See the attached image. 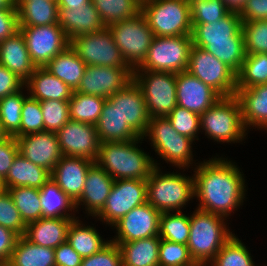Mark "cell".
Masks as SVG:
<instances>
[{
	"instance_id": "e7e4bbea",
	"label": "cell",
	"mask_w": 267,
	"mask_h": 266,
	"mask_svg": "<svg viewBox=\"0 0 267 266\" xmlns=\"http://www.w3.org/2000/svg\"><path fill=\"white\" fill-rule=\"evenodd\" d=\"M7 137V134L3 131L1 123H0V141Z\"/></svg>"
},
{
	"instance_id": "be15d7a7",
	"label": "cell",
	"mask_w": 267,
	"mask_h": 266,
	"mask_svg": "<svg viewBox=\"0 0 267 266\" xmlns=\"http://www.w3.org/2000/svg\"><path fill=\"white\" fill-rule=\"evenodd\" d=\"M15 8L18 9L22 4L26 3L27 1H32V0H13Z\"/></svg>"
},
{
	"instance_id": "d6a6232c",
	"label": "cell",
	"mask_w": 267,
	"mask_h": 266,
	"mask_svg": "<svg viewBox=\"0 0 267 266\" xmlns=\"http://www.w3.org/2000/svg\"><path fill=\"white\" fill-rule=\"evenodd\" d=\"M39 190L42 218H78L72 215V211H78L75 203L51 177ZM70 211V214L67 213Z\"/></svg>"
},
{
	"instance_id": "30bf717a",
	"label": "cell",
	"mask_w": 267,
	"mask_h": 266,
	"mask_svg": "<svg viewBox=\"0 0 267 266\" xmlns=\"http://www.w3.org/2000/svg\"><path fill=\"white\" fill-rule=\"evenodd\" d=\"M133 80L142 90L151 118L167 117L177 106L176 73L133 70Z\"/></svg>"
},
{
	"instance_id": "6125c7cd",
	"label": "cell",
	"mask_w": 267,
	"mask_h": 266,
	"mask_svg": "<svg viewBox=\"0 0 267 266\" xmlns=\"http://www.w3.org/2000/svg\"><path fill=\"white\" fill-rule=\"evenodd\" d=\"M0 10H17L13 0H0Z\"/></svg>"
},
{
	"instance_id": "83f0119b",
	"label": "cell",
	"mask_w": 267,
	"mask_h": 266,
	"mask_svg": "<svg viewBox=\"0 0 267 266\" xmlns=\"http://www.w3.org/2000/svg\"><path fill=\"white\" fill-rule=\"evenodd\" d=\"M27 94L41 101H69L73 90L63 81L47 71L44 67H36L35 71L24 84Z\"/></svg>"
},
{
	"instance_id": "680465c9",
	"label": "cell",
	"mask_w": 267,
	"mask_h": 266,
	"mask_svg": "<svg viewBox=\"0 0 267 266\" xmlns=\"http://www.w3.org/2000/svg\"><path fill=\"white\" fill-rule=\"evenodd\" d=\"M18 30L17 10H0V42Z\"/></svg>"
},
{
	"instance_id": "ba28073f",
	"label": "cell",
	"mask_w": 267,
	"mask_h": 266,
	"mask_svg": "<svg viewBox=\"0 0 267 266\" xmlns=\"http://www.w3.org/2000/svg\"><path fill=\"white\" fill-rule=\"evenodd\" d=\"M151 141L155 152L173 166L182 170L193 164L192 143L194 140L180 135L167 117L150 118L147 130L142 136Z\"/></svg>"
},
{
	"instance_id": "816d5d0a",
	"label": "cell",
	"mask_w": 267,
	"mask_h": 266,
	"mask_svg": "<svg viewBox=\"0 0 267 266\" xmlns=\"http://www.w3.org/2000/svg\"><path fill=\"white\" fill-rule=\"evenodd\" d=\"M81 266H122V255L119 246L110 242L101 251L82 260Z\"/></svg>"
},
{
	"instance_id": "681fc988",
	"label": "cell",
	"mask_w": 267,
	"mask_h": 266,
	"mask_svg": "<svg viewBox=\"0 0 267 266\" xmlns=\"http://www.w3.org/2000/svg\"><path fill=\"white\" fill-rule=\"evenodd\" d=\"M44 131L40 101L27 95L22 106L21 136Z\"/></svg>"
},
{
	"instance_id": "484cf974",
	"label": "cell",
	"mask_w": 267,
	"mask_h": 266,
	"mask_svg": "<svg viewBox=\"0 0 267 266\" xmlns=\"http://www.w3.org/2000/svg\"><path fill=\"white\" fill-rule=\"evenodd\" d=\"M245 129L257 127L267 130V83L251 88L236 89Z\"/></svg>"
},
{
	"instance_id": "f6af8a7d",
	"label": "cell",
	"mask_w": 267,
	"mask_h": 266,
	"mask_svg": "<svg viewBox=\"0 0 267 266\" xmlns=\"http://www.w3.org/2000/svg\"><path fill=\"white\" fill-rule=\"evenodd\" d=\"M246 55L267 54V20L242 22Z\"/></svg>"
},
{
	"instance_id": "d590c367",
	"label": "cell",
	"mask_w": 267,
	"mask_h": 266,
	"mask_svg": "<svg viewBox=\"0 0 267 266\" xmlns=\"http://www.w3.org/2000/svg\"><path fill=\"white\" fill-rule=\"evenodd\" d=\"M19 26H45L58 24V4L55 0H32L18 9Z\"/></svg>"
},
{
	"instance_id": "74e56055",
	"label": "cell",
	"mask_w": 267,
	"mask_h": 266,
	"mask_svg": "<svg viewBox=\"0 0 267 266\" xmlns=\"http://www.w3.org/2000/svg\"><path fill=\"white\" fill-rule=\"evenodd\" d=\"M99 16L108 27L122 20L131 19L141 12L137 0H91Z\"/></svg>"
},
{
	"instance_id": "f1b7e54d",
	"label": "cell",
	"mask_w": 267,
	"mask_h": 266,
	"mask_svg": "<svg viewBox=\"0 0 267 266\" xmlns=\"http://www.w3.org/2000/svg\"><path fill=\"white\" fill-rule=\"evenodd\" d=\"M51 177V172L36 165L20 153L13 160L6 178L3 180L5 190L12 187L28 186L40 189Z\"/></svg>"
},
{
	"instance_id": "11a10c76",
	"label": "cell",
	"mask_w": 267,
	"mask_h": 266,
	"mask_svg": "<svg viewBox=\"0 0 267 266\" xmlns=\"http://www.w3.org/2000/svg\"><path fill=\"white\" fill-rule=\"evenodd\" d=\"M24 84L13 72L0 65V99L21 90Z\"/></svg>"
},
{
	"instance_id": "52a82bcc",
	"label": "cell",
	"mask_w": 267,
	"mask_h": 266,
	"mask_svg": "<svg viewBox=\"0 0 267 266\" xmlns=\"http://www.w3.org/2000/svg\"><path fill=\"white\" fill-rule=\"evenodd\" d=\"M154 36L191 35L192 21L189 0H150L141 4Z\"/></svg>"
},
{
	"instance_id": "f5cc1de1",
	"label": "cell",
	"mask_w": 267,
	"mask_h": 266,
	"mask_svg": "<svg viewBox=\"0 0 267 266\" xmlns=\"http://www.w3.org/2000/svg\"><path fill=\"white\" fill-rule=\"evenodd\" d=\"M18 153V144L14 136H7L0 141V178L2 180L6 178Z\"/></svg>"
},
{
	"instance_id": "3957f363",
	"label": "cell",
	"mask_w": 267,
	"mask_h": 266,
	"mask_svg": "<svg viewBox=\"0 0 267 266\" xmlns=\"http://www.w3.org/2000/svg\"><path fill=\"white\" fill-rule=\"evenodd\" d=\"M143 139L102 142L95 162L114 180H146L159 163L138 148V143Z\"/></svg>"
},
{
	"instance_id": "cb8c5ba5",
	"label": "cell",
	"mask_w": 267,
	"mask_h": 266,
	"mask_svg": "<svg viewBox=\"0 0 267 266\" xmlns=\"http://www.w3.org/2000/svg\"><path fill=\"white\" fill-rule=\"evenodd\" d=\"M0 65L13 72L24 83L35 71L36 65L30 58L20 30L0 42Z\"/></svg>"
},
{
	"instance_id": "6da1fadb",
	"label": "cell",
	"mask_w": 267,
	"mask_h": 266,
	"mask_svg": "<svg viewBox=\"0 0 267 266\" xmlns=\"http://www.w3.org/2000/svg\"><path fill=\"white\" fill-rule=\"evenodd\" d=\"M195 198L198 210L227 218L243 205L246 195L244 174L223 157H214L194 168Z\"/></svg>"
},
{
	"instance_id": "b9f144b4",
	"label": "cell",
	"mask_w": 267,
	"mask_h": 266,
	"mask_svg": "<svg viewBox=\"0 0 267 266\" xmlns=\"http://www.w3.org/2000/svg\"><path fill=\"white\" fill-rule=\"evenodd\" d=\"M162 212L159 237L161 239L187 245L190 235V216L179 212Z\"/></svg>"
},
{
	"instance_id": "003e7915",
	"label": "cell",
	"mask_w": 267,
	"mask_h": 266,
	"mask_svg": "<svg viewBox=\"0 0 267 266\" xmlns=\"http://www.w3.org/2000/svg\"><path fill=\"white\" fill-rule=\"evenodd\" d=\"M140 4H143V3H145V2H147V1H150V0H137Z\"/></svg>"
},
{
	"instance_id": "7c38bea8",
	"label": "cell",
	"mask_w": 267,
	"mask_h": 266,
	"mask_svg": "<svg viewBox=\"0 0 267 266\" xmlns=\"http://www.w3.org/2000/svg\"><path fill=\"white\" fill-rule=\"evenodd\" d=\"M70 46L86 66L130 67L108 27L76 36L70 40Z\"/></svg>"
},
{
	"instance_id": "277c9868",
	"label": "cell",
	"mask_w": 267,
	"mask_h": 266,
	"mask_svg": "<svg viewBox=\"0 0 267 266\" xmlns=\"http://www.w3.org/2000/svg\"><path fill=\"white\" fill-rule=\"evenodd\" d=\"M225 217L195 209L190 215L187 246L197 265L207 266L222 246L234 235L227 228Z\"/></svg>"
},
{
	"instance_id": "f546056e",
	"label": "cell",
	"mask_w": 267,
	"mask_h": 266,
	"mask_svg": "<svg viewBox=\"0 0 267 266\" xmlns=\"http://www.w3.org/2000/svg\"><path fill=\"white\" fill-rule=\"evenodd\" d=\"M161 238L152 236L131 242H113L121 250L122 266H159Z\"/></svg>"
},
{
	"instance_id": "d6986e66",
	"label": "cell",
	"mask_w": 267,
	"mask_h": 266,
	"mask_svg": "<svg viewBox=\"0 0 267 266\" xmlns=\"http://www.w3.org/2000/svg\"><path fill=\"white\" fill-rule=\"evenodd\" d=\"M107 100L113 105V108H116L123 121L140 137L145 134L151 117L149 116L142 90L134 80L111 97H108Z\"/></svg>"
},
{
	"instance_id": "ac0fdd59",
	"label": "cell",
	"mask_w": 267,
	"mask_h": 266,
	"mask_svg": "<svg viewBox=\"0 0 267 266\" xmlns=\"http://www.w3.org/2000/svg\"><path fill=\"white\" fill-rule=\"evenodd\" d=\"M160 216L156 208L148 202L134 207L112 227H116V237L111 242H131L159 235Z\"/></svg>"
},
{
	"instance_id": "f35d334b",
	"label": "cell",
	"mask_w": 267,
	"mask_h": 266,
	"mask_svg": "<svg viewBox=\"0 0 267 266\" xmlns=\"http://www.w3.org/2000/svg\"><path fill=\"white\" fill-rule=\"evenodd\" d=\"M23 89L0 99V123L7 136L21 137L22 106L27 97Z\"/></svg>"
},
{
	"instance_id": "4316f807",
	"label": "cell",
	"mask_w": 267,
	"mask_h": 266,
	"mask_svg": "<svg viewBox=\"0 0 267 266\" xmlns=\"http://www.w3.org/2000/svg\"><path fill=\"white\" fill-rule=\"evenodd\" d=\"M77 218H41L26 224L24 237L42 247L55 249L67 241V231Z\"/></svg>"
},
{
	"instance_id": "4fadbf2b",
	"label": "cell",
	"mask_w": 267,
	"mask_h": 266,
	"mask_svg": "<svg viewBox=\"0 0 267 266\" xmlns=\"http://www.w3.org/2000/svg\"><path fill=\"white\" fill-rule=\"evenodd\" d=\"M187 71L211 86L222 97L236 94V74L203 48L192 46Z\"/></svg>"
},
{
	"instance_id": "7dc6e473",
	"label": "cell",
	"mask_w": 267,
	"mask_h": 266,
	"mask_svg": "<svg viewBox=\"0 0 267 266\" xmlns=\"http://www.w3.org/2000/svg\"><path fill=\"white\" fill-rule=\"evenodd\" d=\"M159 266H197L187 245L161 239Z\"/></svg>"
},
{
	"instance_id": "9c48e42d",
	"label": "cell",
	"mask_w": 267,
	"mask_h": 266,
	"mask_svg": "<svg viewBox=\"0 0 267 266\" xmlns=\"http://www.w3.org/2000/svg\"><path fill=\"white\" fill-rule=\"evenodd\" d=\"M191 35L155 36L143 62L134 70L180 73L187 70Z\"/></svg>"
},
{
	"instance_id": "c3c4849f",
	"label": "cell",
	"mask_w": 267,
	"mask_h": 266,
	"mask_svg": "<svg viewBox=\"0 0 267 266\" xmlns=\"http://www.w3.org/2000/svg\"><path fill=\"white\" fill-rule=\"evenodd\" d=\"M167 119L172 123L173 128L180 134L192 140H199L200 115L189 111L186 108L176 106ZM196 138V139H195Z\"/></svg>"
},
{
	"instance_id": "8992f818",
	"label": "cell",
	"mask_w": 267,
	"mask_h": 266,
	"mask_svg": "<svg viewBox=\"0 0 267 266\" xmlns=\"http://www.w3.org/2000/svg\"><path fill=\"white\" fill-rule=\"evenodd\" d=\"M200 129L205 135L217 142L237 143L246 137L242 121L241 106L234 96L221 97L208 110L200 115Z\"/></svg>"
},
{
	"instance_id": "5bb4252c",
	"label": "cell",
	"mask_w": 267,
	"mask_h": 266,
	"mask_svg": "<svg viewBox=\"0 0 267 266\" xmlns=\"http://www.w3.org/2000/svg\"><path fill=\"white\" fill-rule=\"evenodd\" d=\"M147 202V181L140 179L114 180L113 187L96 218L113 226L134 207ZM99 217V218H98Z\"/></svg>"
},
{
	"instance_id": "7a4b0ae2",
	"label": "cell",
	"mask_w": 267,
	"mask_h": 266,
	"mask_svg": "<svg viewBox=\"0 0 267 266\" xmlns=\"http://www.w3.org/2000/svg\"><path fill=\"white\" fill-rule=\"evenodd\" d=\"M191 37L194 46L205 49L238 73L246 56L239 12L230 11L214 23L192 24Z\"/></svg>"
},
{
	"instance_id": "03108f58",
	"label": "cell",
	"mask_w": 267,
	"mask_h": 266,
	"mask_svg": "<svg viewBox=\"0 0 267 266\" xmlns=\"http://www.w3.org/2000/svg\"><path fill=\"white\" fill-rule=\"evenodd\" d=\"M5 190L3 180L0 178V193H2Z\"/></svg>"
},
{
	"instance_id": "94428289",
	"label": "cell",
	"mask_w": 267,
	"mask_h": 266,
	"mask_svg": "<svg viewBox=\"0 0 267 266\" xmlns=\"http://www.w3.org/2000/svg\"><path fill=\"white\" fill-rule=\"evenodd\" d=\"M230 11L240 12L247 0H222Z\"/></svg>"
},
{
	"instance_id": "ffe728a7",
	"label": "cell",
	"mask_w": 267,
	"mask_h": 266,
	"mask_svg": "<svg viewBox=\"0 0 267 266\" xmlns=\"http://www.w3.org/2000/svg\"><path fill=\"white\" fill-rule=\"evenodd\" d=\"M222 96L187 70L176 73L177 106L201 115Z\"/></svg>"
},
{
	"instance_id": "ee69618b",
	"label": "cell",
	"mask_w": 267,
	"mask_h": 266,
	"mask_svg": "<svg viewBox=\"0 0 267 266\" xmlns=\"http://www.w3.org/2000/svg\"><path fill=\"white\" fill-rule=\"evenodd\" d=\"M192 24L214 23L230 10L222 0H189Z\"/></svg>"
},
{
	"instance_id": "836d02e7",
	"label": "cell",
	"mask_w": 267,
	"mask_h": 266,
	"mask_svg": "<svg viewBox=\"0 0 267 266\" xmlns=\"http://www.w3.org/2000/svg\"><path fill=\"white\" fill-rule=\"evenodd\" d=\"M6 266H56L54 249L34 244L20 236Z\"/></svg>"
},
{
	"instance_id": "7402d4cb",
	"label": "cell",
	"mask_w": 267,
	"mask_h": 266,
	"mask_svg": "<svg viewBox=\"0 0 267 266\" xmlns=\"http://www.w3.org/2000/svg\"><path fill=\"white\" fill-rule=\"evenodd\" d=\"M93 163L86 158L63 155L51 172V178L75 203L82 194L87 172Z\"/></svg>"
},
{
	"instance_id": "f907efd6",
	"label": "cell",
	"mask_w": 267,
	"mask_h": 266,
	"mask_svg": "<svg viewBox=\"0 0 267 266\" xmlns=\"http://www.w3.org/2000/svg\"><path fill=\"white\" fill-rule=\"evenodd\" d=\"M0 225L11 229L19 236H24L26 224L21 219L19 210L15 207L8 190L0 193Z\"/></svg>"
},
{
	"instance_id": "db71d44e",
	"label": "cell",
	"mask_w": 267,
	"mask_h": 266,
	"mask_svg": "<svg viewBox=\"0 0 267 266\" xmlns=\"http://www.w3.org/2000/svg\"><path fill=\"white\" fill-rule=\"evenodd\" d=\"M239 14L242 22L267 20V0H247Z\"/></svg>"
},
{
	"instance_id": "7bdbcfd3",
	"label": "cell",
	"mask_w": 267,
	"mask_h": 266,
	"mask_svg": "<svg viewBox=\"0 0 267 266\" xmlns=\"http://www.w3.org/2000/svg\"><path fill=\"white\" fill-rule=\"evenodd\" d=\"M207 266H255L249 250L235 234Z\"/></svg>"
},
{
	"instance_id": "5b68a950",
	"label": "cell",
	"mask_w": 267,
	"mask_h": 266,
	"mask_svg": "<svg viewBox=\"0 0 267 266\" xmlns=\"http://www.w3.org/2000/svg\"><path fill=\"white\" fill-rule=\"evenodd\" d=\"M154 167L147 181V202L159 212H179L195 197L194 176L162 173ZM178 173V174H177Z\"/></svg>"
},
{
	"instance_id": "ab89813d",
	"label": "cell",
	"mask_w": 267,
	"mask_h": 266,
	"mask_svg": "<svg viewBox=\"0 0 267 266\" xmlns=\"http://www.w3.org/2000/svg\"><path fill=\"white\" fill-rule=\"evenodd\" d=\"M267 83V54H249L236 74V89Z\"/></svg>"
},
{
	"instance_id": "9f6ffc18",
	"label": "cell",
	"mask_w": 267,
	"mask_h": 266,
	"mask_svg": "<svg viewBox=\"0 0 267 266\" xmlns=\"http://www.w3.org/2000/svg\"><path fill=\"white\" fill-rule=\"evenodd\" d=\"M56 266H81L83 258L66 241L54 249Z\"/></svg>"
},
{
	"instance_id": "bcb514c9",
	"label": "cell",
	"mask_w": 267,
	"mask_h": 266,
	"mask_svg": "<svg viewBox=\"0 0 267 266\" xmlns=\"http://www.w3.org/2000/svg\"><path fill=\"white\" fill-rule=\"evenodd\" d=\"M44 131L57 133L69 120V103L61 100L41 101Z\"/></svg>"
},
{
	"instance_id": "44dd1931",
	"label": "cell",
	"mask_w": 267,
	"mask_h": 266,
	"mask_svg": "<svg viewBox=\"0 0 267 266\" xmlns=\"http://www.w3.org/2000/svg\"><path fill=\"white\" fill-rule=\"evenodd\" d=\"M19 153L49 172H52L56 164L63 156L59 146L57 133L43 131L21 137H15Z\"/></svg>"
},
{
	"instance_id": "60d3db41",
	"label": "cell",
	"mask_w": 267,
	"mask_h": 266,
	"mask_svg": "<svg viewBox=\"0 0 267 266\" xmlns=\"http://www.w3.org/2000/svg\"><path fill=\"white\" fill-rule=\"evenodd\" d=\"M25 224L42 218L40 190L28 186L7 189Z\"/></svg>"
},
{
	"instance_id": "e575fe53",
	"label": "cell",
	"mask_w": 267,
	"mask_h": 266,
	"mask_svg": "<svg viewBox=\"0 0 267 266\" xmlns=\"http://www.w3.org/2000/svg\"><path fill=\"white\" fill-rule=\"evenodd\" d=\"M67 242L82 258H85L101 251L111 239L104 240L94 227L83 225L77 218L68 228Z\"/></svg>"
},
{
	"instance_id": "8fae6325",
	"label": "cell",
	"mask_w": 267,
	"mask_h": 266,
	"mask_svg": "<svg viewBox=\"0 0 267 266\" xmlns=\"http://www.w3.org/2000/svg\"><path fill=\"white\" fill-rule=\"evenodd\" d=\"M108 28L127 64L133 70L136 69L145 59L155 37L144 15L140 12L135 17L112 24Z\"/></svg>"
},
{
	"instance_id": "91938a15",
	"label": "cell",
	"mask_w": 267,
	"mask_h": 266,
	"mask_svg": "<svg viewBox=\"0 0 267 266\" xmlns=\"http://www.w3.org/2000/svg\"><path fill=\"white\" fill-rule=\"evenodd\" d=\"M91 0H57L58 9H73L90 3Z\"/></svg>"
},
{
	"instance_id": "1f68e13d",
	"label": "cell",
	"mask_w": 267,
	"mask_h": 266,
	"mask_svg": "<svg viewBox=\"0 0 267 266\" xmlns=\"http://www.w3.org/2000/svg\"><path fill=\"white\" fill-rule=\"evenodd\" d=\"M100 143L105 141H129L141 138L118 115L116 108L106 99L101 115L95 124Z\"/></svg>"
},
{
	"instance_id": "8d00e7d4",
	"label": "cell",
	"mask_w": 267,
	"mask_h": 266,
	"mask_svg": "<svg viewBox=\"0 0 267 266\" xmlns=\"http://www.w3.org/2000/svg\"><path fill=\"white\" fill-rule=\"evenodd\" d=\"M106 99L100 96L73 91L69 103V118L86 124L95 125L101 115Z\"/></svg>"
},
{
	"instance_id": "9a60e30c",
	"label": "cell",
	"mask_w": 267,
	"mask_h": 266,
	"mask_svg": "<svg viewBox=\"0 0 267 266\" xmlns=\"http://www.w3.org/2000/svg\"><path fill=\"white\" fill-rule=\"evenodd\" d=\"M26 47L36 67H44L70 45V39L59 24L19 26Z\"/></svg>"
},
{
	"instance_id": "2e32d148",
	"label": "cell",
	"mask_w": 267,
	"mask_h": 266,
	"mask_svg": "<svg viewBox=\"0 0 267 266\" xmlns=\"http://www.w3.org/2000/svg\"><path fill=\"white\" fill-rule=\"evenodd\" d=\"M132 80L133 69L131 67L86 66L75 91L107 99Z\"/></svg>"
},
{
	"instance_id": "d4e9b609",
	"label": "cell",
	"mask_w": 267,
	"mask_h": 266,
	"mask_svg": "<svg viewBox=\"0 0 267 266\" xmlns=\"http://www.w3.org/2000/svg\"><path fill=\"white\" fill-rule=\"evenodd\" d=\"M58 24L70 40L82 34L102 31L105 28L92 1L82 7L58 9Z\"/></svg>"
},
{
	"instance_id": "e0dca14e",
	"label": "cell",
	"mask_w": 267,
	"mask_h": 266,
	"mask_svg": "<svg viewBox=\"0 0 267 266\" xmlns=\"http://www.w3.org/2000/svg\"><path fill=\"white\" fill-rule=\"evenodd\" d=\"M57 136L62 155L96 161L100 141L95 125L70 119Z\"/></svg>"
},
{
	"instance_id": "4dcf8cb0",
	"label": "cell",
	"mask_w": 267,
	"mask_h": 266,
	"mask_svg": "<svg viewBox=\"0 0 267 266\" xmlns=\"http://www.w3.org/2000/svg\"><path fill=\"white\" fill-rule=\"evenodd\" d=\"M44 68L74 91L80 84L86 64L69 45L51 59Z\"/></svg>"
},
{
	"instance_id": "603a6c76",
	"label": "cell",
	"mask_w": 267,
	"mask_h": 266,
	"mask_svg": "<svg viewBox=\"0 0 267 266\" xmlns=\"http://www.w3.org/2000/svg\"><path fill=\"white\" fill-rule=\"evenodd\" d=\"M113 184L114 179L94 162L87 172L82 194L75 202V208L84 205L86 213L96 217L104 207Z\"/></svg>"
},
{
	"instance_id": "6f0895ef",
	"label": "cell",
	"mask_w": 267,
	"mask_h": 266,
	"mask_svg": "<svg viewBox=\"0 0 267 266\" xmlns=\"http://www.w3.org/2000/svg\"><path fill=\"white\" fill-rule=\"evenodd\" d=\"M20 236L0 225V263L7 264Z\"/></svg>"
}]
</instances>
